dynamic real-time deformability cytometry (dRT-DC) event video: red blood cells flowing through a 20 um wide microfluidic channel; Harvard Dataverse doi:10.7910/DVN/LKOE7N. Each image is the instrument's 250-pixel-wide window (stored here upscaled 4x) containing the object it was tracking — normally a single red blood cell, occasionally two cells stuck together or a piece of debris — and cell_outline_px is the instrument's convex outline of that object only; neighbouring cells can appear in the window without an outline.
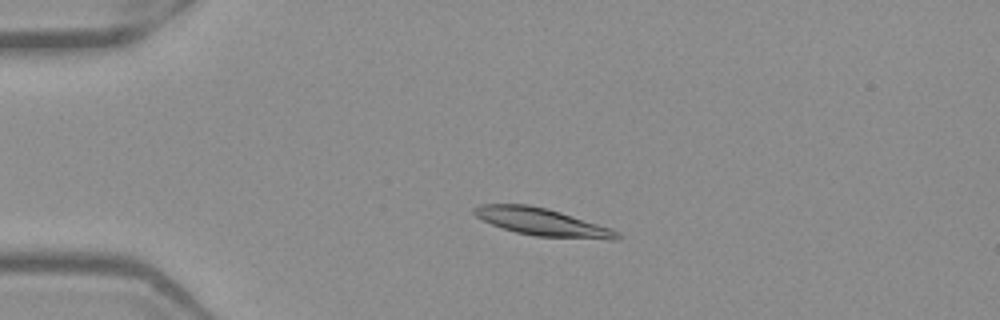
{"species": "Egyptian fruit bat (a non-hibernating species)", "species_latin": "Rousettus aegyptiacus", "temperature_condition": "warm", "stored_images_in_passage": 53, "camera_frame_rate_fps": 3000, "um_per_image_px": 0.085, "frame": {"image": 1, "passage_image": 13, "time_ms": 4.0, "image_size_px": [1000, 320], "cell_outline_px": [[620, 236], [616, 240], [612, 240], [536, 236], [516, 232], [492, 224], [476, 216], [472, 212], [472, 208], [480, 204], [528, 204], [548, 208], [608, 228], [616, 232]], "centroid_in_image_um": [46.02, 18.86], "position_along_channel_um": 39.0, "area_um2": 22.48}}
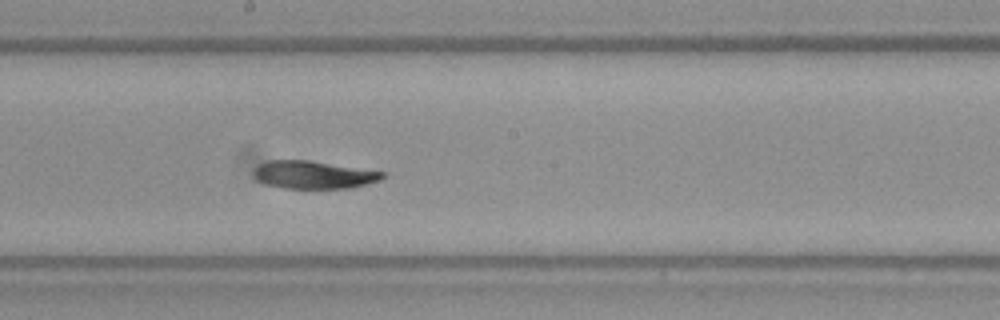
{"frame": {"image": 2, "passage_image": 30, "time_ms": 9.667, "image_size_px": [1000, 320], "cell_outline_px": [[384, 176], [380, 180], [348, 188], [284, 188], [268, 184], [256, 180], [252, 176], [252, 172], [260, 164], [268, 160], [312, 160], [384, 172]], "centroid_in_image_um": [26.61, 14.84], "position_along_channel_um": 221.6, "area_um2": 20.75}}
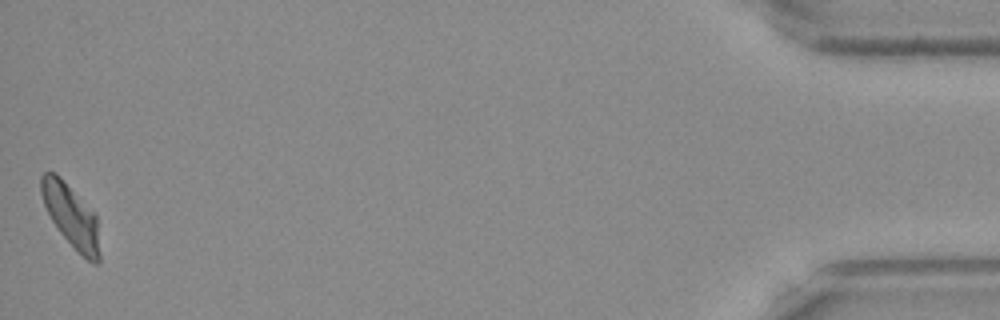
{"frame": {"image": 3, "passage_image": 53, "time_ms": 17.333, "image_size_px": [1000, 320], "cell_outline_px": [[100, 264], [92, 264], [60, 232], [52, 220], [44, 204], [40, 192], [40, 176], [44, 172], [56, 172], [60, 176], [96, 216], [100, 252]], "centroid_in_image_um": [6.03, 18.33], "position_along_channel_um": 429.2, "area_um2": 20.92}, "authors_computed_cell_mechanics": {"area_um2": 22.0218, "velocity_mm_per_s": 3.8796, "shape_relaxation_time_tau1_ms": 8.92, "shape_relaxation_time_tau2_ms": null, "deformation_change_tau1": 0.2055, "deformation_change_tau2": null}}